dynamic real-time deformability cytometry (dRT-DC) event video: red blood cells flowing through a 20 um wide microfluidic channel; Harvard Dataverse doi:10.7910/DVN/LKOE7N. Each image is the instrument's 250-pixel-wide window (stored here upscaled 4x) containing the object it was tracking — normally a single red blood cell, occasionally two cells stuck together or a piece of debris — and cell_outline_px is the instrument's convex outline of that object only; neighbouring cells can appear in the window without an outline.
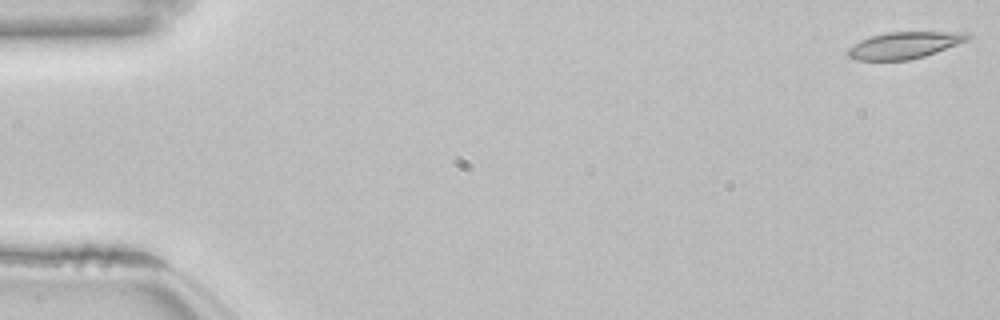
{"species": "common noctule bat (a hibernating species)", "species_latin": "Nyctalus noctula", "temperature_condition": "room temperature", "stored_images_in_passage": 54, "camera_frame_rate_fps": 3000, "um_per_image_px": 0.085, "animal": {"sex": "female", "body_mass_g": 22.7, "forearm_length_mm": 54.2}, "frame": {"image": 1, "passage_image": 1, "time_ms": 0.0, "image_size_px": [1000, 320], "cell_outline_px": [[972, 36], [968, 40], [936, 52], [924, 56], [908, 60], [856, 60], [848, 56], [844, 52], [848, 48], [860, 40], [872, 36], [888, 32], [968, 32]], "centroid_in_image_um": [76.85, 3.84], "position_along_channel_um": 8.1, "area_um2": 18.61}}
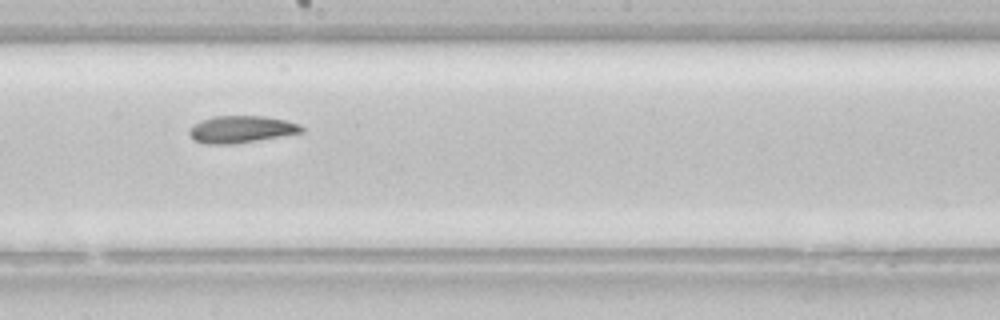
{"frame": {"image": 2, "passage_image": 30, "time_ms": 9.667, "image_size_px": [1000, 320], "cell_outline_px": [[304, 132], [232, 144], [204, 144], [192, 140], [188, 132], [188, 128], [200, 120], [212, 116], [264, 116], [284, 120], [300, 124], [304, 128]], "centroid_in_image_um": [20.44, 10.99], "position_along_channel_um": 227.8, "area_um2": 17.8}}
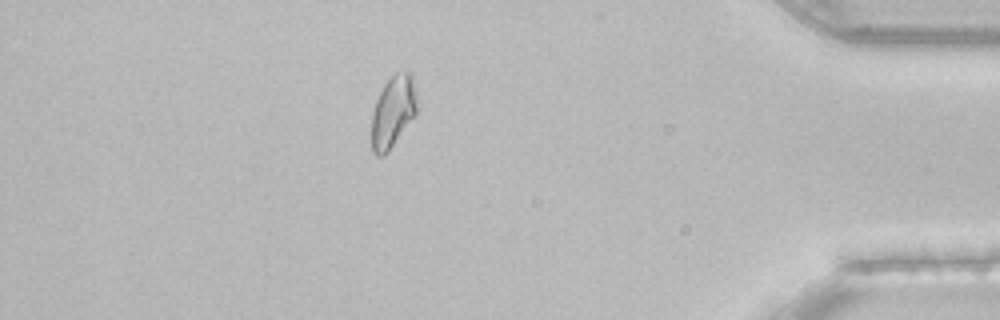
{"frame": {"image": 3, "passage_image": 47, "time_ms": 15.333, "image_size_px": [1000, 320], "cell_outline_px": [[416, 112], [388, 152], [380, 156], [376, 156], [372, 152], [372, 112], [376, 100], [384, 84], [396, 72], [404, 68], [408, 68], [412, 72], [416, 96]], "centroid_in_image_um": [33.4, 9.42], "position_along_channel_um": 401.8, "area_um2": 18.96}}